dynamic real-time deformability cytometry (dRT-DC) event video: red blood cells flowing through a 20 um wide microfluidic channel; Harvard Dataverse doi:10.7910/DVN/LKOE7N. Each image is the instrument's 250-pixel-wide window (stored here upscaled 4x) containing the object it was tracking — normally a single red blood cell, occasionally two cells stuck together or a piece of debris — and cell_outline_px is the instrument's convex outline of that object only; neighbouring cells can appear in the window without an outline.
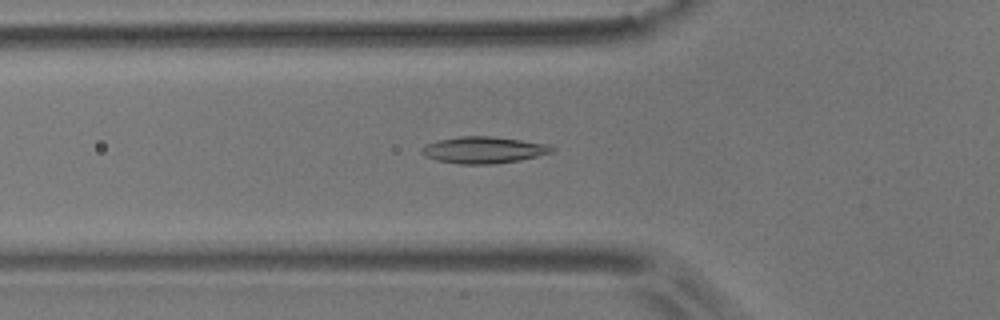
{"species": "common noctule bat (a hibernating species)", "species_latin": "Nyctalus noctula", "temperature_condition": "room temperature", "stored_images_in_passage": 40, "camera_frame_rate_fps": 3000, "um_per_image_px": 0.085, "animal": {"sex": "male", "body_mass_g": 17.9}, "frame": {"image": 1, "passage_image": 5, "time_ms": 1.333, "image_size_px": [1000, 320], "cell_outline_px": [[556, 148], [552, 152], [520, 160], [492, 164], [460, 164], [436, 160], [424, 156], [420, 152], [420, 148], [424, 144], [436, 140], [460, 136], [492, 136], [548, 144]], "centroid_in_image_um": [41.05, 12.74], "position_along_channel_um": 84.8, "area_um2": 20.35}}
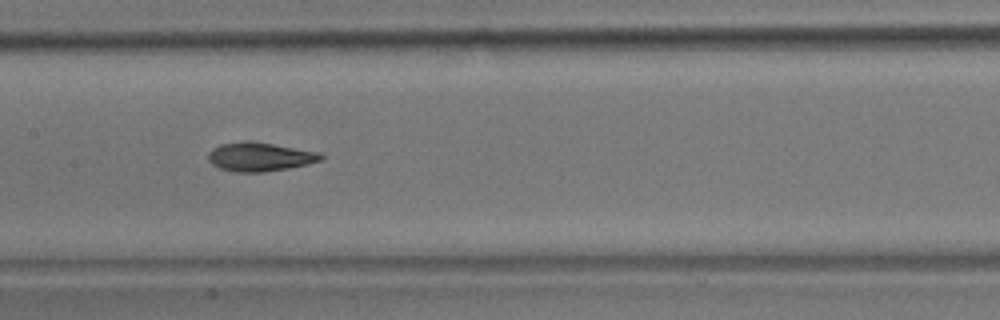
{"frame": {"image": 2, "passage_image": 13, "time_ms": 4.0, "image_size_px": [1000, 320], "cell_outline_px": [[324, 156], [320, 160], [308, 164], [288, 168], [264, 172], [236, 172], [220, 168], [212, 164], [208, 160], [208, 152], [212, 148], [220, 144], [244, 140], [252, 140], [324, 152]], "centroid_in_image_um": [22.11, 13.3], "position_along_channel_um": 185.3, "area_um2": 19.36}}
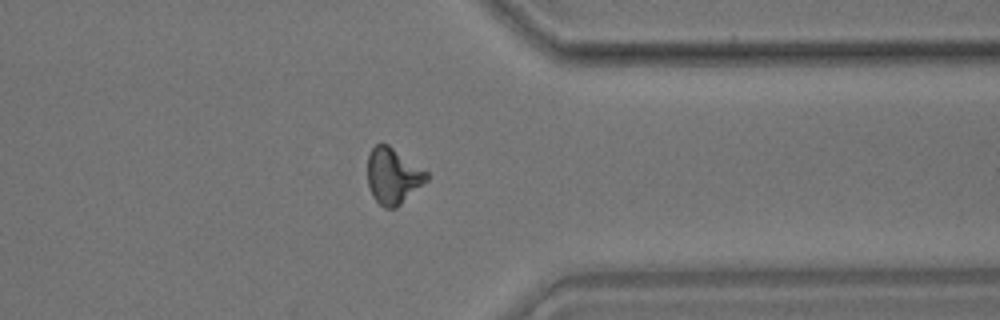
{"frame": {"image": 3, "passage_image": 29, "time_ms": 9.333, "image_size_px": [1000, 320], "cell_outline_px": [[428, 180], [396, 208], [384, 208], [372, 196], [368, 184], [368, 156], [372, 148], [376, 144], [388, 144], [428, 172]], "centroid_in_image_um": [33.4, 14.96], "position_along_channel_um": 378.0, "area_um2": 19.13}, "authors_computed_cell_mechanics": {"area_um2": 18.5249, "velocity_mm_per_s": 3.7384, "shape_relaxation_time_tau1_ms": 4.9264, "shape_relaxation_time_tau2_ms": 2.5093, "deformation_change_tau1": 0.1769, "deformation_change_tau2": 0.095}}